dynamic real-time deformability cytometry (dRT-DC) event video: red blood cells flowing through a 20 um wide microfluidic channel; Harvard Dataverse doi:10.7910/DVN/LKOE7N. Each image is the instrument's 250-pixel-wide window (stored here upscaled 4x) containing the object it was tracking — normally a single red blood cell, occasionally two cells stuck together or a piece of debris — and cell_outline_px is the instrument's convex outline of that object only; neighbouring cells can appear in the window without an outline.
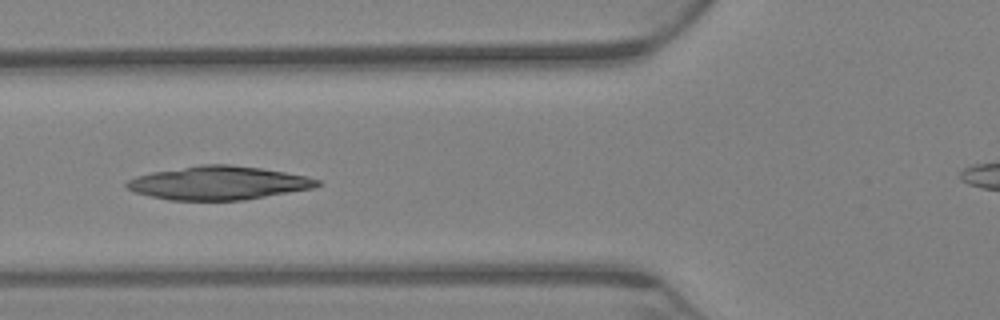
{"species": "Egyptian fruit bat (a non-hibernating species)", "species_latin": "Rousettus aegyptiacus", "temperature_condition": "warm", "stored_images_in_passage": 63, "camera_frame_rate_fps": 3000, "um_per_image_px": 0.085, "animal": {"sex": "female"}, "frame": {"image": 1, "passage_image": 27, "time_ms": 8.667, "image_size_px": [1000, 320], "cell_outline_px": [[324, 184], [312, 188], [244, 200], [168, 200], [136, 192], [128, 188], [124, 184], [128, 180], [136, 176], [152, 172], [200, 164], [228, 164], [260, 168], [308, 176], [320, 180]], "centroid_in_image_um": [18.59, 15.54], "position_along_channel_um": 107.2, "area_um2": 37.11}}
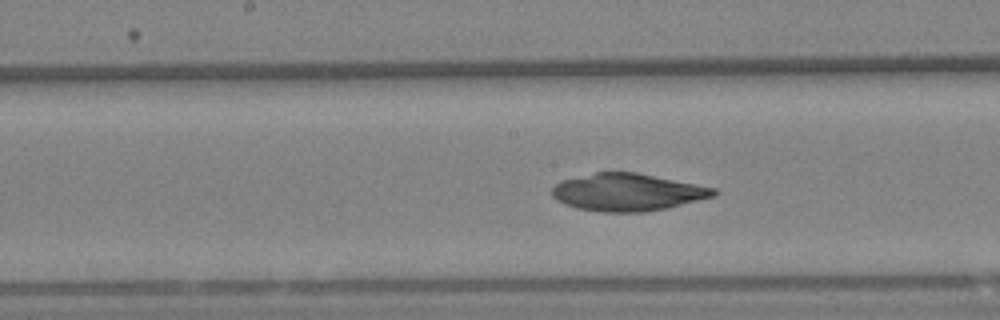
{"frame": {"image": 2, "passage_image": 36, "time_ms": 11.667, "image_size_px": [1000, 320], "cell_outline_px": [[720, 192], [716, 196], [668, 208], [644, 212], [600, 212], [576, 208], [564, 204], [556, 200], [552, 196], [552, 188], [560, 180], [596, 172], [636, 172], [716, 188]], "centroid_in_image_um": [53.34, 16.34], "position_along_channel_um": 194.9, "area_um2": 35.49}}
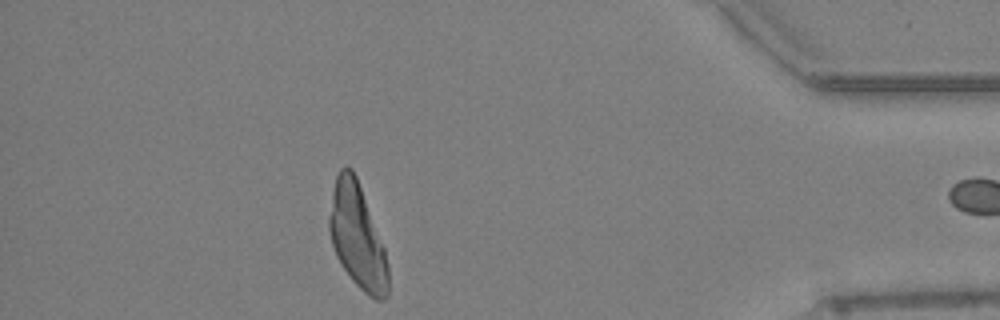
{"frame": {"image": 3, "passage_image": 62, "time_ms": 20.333, "image_size_px": [1000, 320], "cell_outline_px": [[388, 296], [384, 300], [376, 300], [368, 296], [352, 280], [336, 256], [332, 244], [328, 228], [328, 216], [332, 192], [336, 176], [340, 168], [344, 164], [352, 168], [356, 176], [384, 248], [388, 264]], "centroid_in_image_um": [30.35, 20.09], "position_along_channel_um": 404.8, "area_um2": 35.66}}